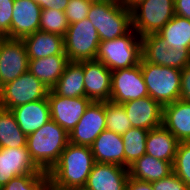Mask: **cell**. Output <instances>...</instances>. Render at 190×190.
<instances>
[{"mask_svg": "<svg viewBox=\"0 0 190 190\" xmlns=\"http://www.w3.org/2000/svg\"><path fill=\"white\" fill-rule=\"evenodd\" d=\"M95 163L90 147L69 142L58 162L48 172L50 186L55 190L85 187Z\"/></svg>", "mask_w": 190, "mask_h": 190, "instance_id": "cell-1", "label": "cell"}, {"mask_svg": "<svg viewBox=\"0 0 190 190\" xmlns=\"http://www.w3.org/2000/svg\"><path fill=\"white\" fill-rule=\"evenodd\" d=\"M69 143V134L55 121L50 120L27 136L26 147L35 164L49 172L58 162Z\"/></svg>", "mask_w": 190, "mask_h": 190, "instance_id": "cell-2", "label": "cell"}, {"mask_svg": "<svg viewBox=\"0 0 190 190\" xmlns=\"http://www.w3.org/2000/svg\"><path fill=\"white\" fill-rule=\"evenodd\" d=\"M87 19L97 30L101 41L112 40L132 29V13L120 0L92 3Z\"/></svg>", "mask_w": 190, "mask_h": 190, "instance_id": "cell-3", "label": "cell"}, {"mask_svg": "<svg viewBox=\"0 0 190 190\" xmlns=\"http://www.w3.org/2000/svg\"><path fill=\"white\" fill-rule=\"evenodd\" d=\"M141 59V37L133 28L121 37L101 41L96 55V60L111 71L137 66Z\"/></svg>", "mask_w": 190, "mask_h": 190, "instance_id": "cell-4", "label": "cell"}, {"mask_svg": "<svg viewBox=\"0 0 190 190\" xmlns=\"http://www.w3.org/2000/svg\"><path fill=\"white\" fill-rule=\"evenodd\" d=\"M141 71L149 96L162 106L180 99L181 70L141 59Z\"/></svg>", "mask_w": 190, "mask_h": 190, "instance_id": "cell-5", "label": "cell"}, {"mask_svg": "<svg viewBox=\"0 0 190 190\" xmlns=\"http://www.w3.org/2000/svg\"><path fill=\"white\" fill-rule=\"evenodd\" d=\"M63 42L68 61L81 62L96 59L101 39L93 24L84 18L69 24Z\"/></svg>", "mask_w": 190, "mask_h": 190, "instance_id": "cell-6", "label": "cell"}, {"mask_svg": "<svg viewBox=\"0 0 190 190\" xmlns=\"http://www.w3.org/2000/svg\"><path fill=\"white\" fill-rule=\"evenodd\" d=\"M131 13L132 28L140 37L158 34L175 16L174 0H144Z\"/></svg>", "mask_w": 190, "mask_h": 190, "instance_id": "cell-7", "label": "cell"}, {"mask_svg": "<svg viewBox=\"0 0 190 190\" xmlns=\"http://www.w3.org/2000/svg\"><path fill=\"white\" fill-rule=\"evenodd\" d=\"M49 89L31 72L26 71L15 80L0 88L1 108L11 110L14 107L47 97Z\"/></svg>", "mask_w": 190, "mask_h": 190, "instance_id": "cell-8", "label": "cell"}, {"mask_svg": "<svg viewBox=\"0 0 190 190\" xmlns=\"http://www.w3.org/2000/svg\"><path fill=\"white\" fill-rule=\"evenodd\" d=\"M146 96H149V93L143 79L140 64L112 71L109 101L123 104Z\"/></svg>", "mask_w": 190, "mask_h": 190, "instance_id": "cell-9", "label": "cell"}, {"mask_svg": "<svg viewBox=\"0 0 190 190\" xmlns=\"http://www.w3.org/2000/svg\"><path fill=\"white\" fill-rule=\"evenodd\" d=\"M142 59L160 66L182 70L190 64L189 50H175L169 48L158 34H149L141 37Z\"/></svg>", "mask_w": 190, "mask_h": 190, "instance_id": "cell-10", "label": "cell"}, {"mask_svg": "<svg viewBox=\"0 0 190 190\" xmlns=\"http://www.w3.org/2000/svg\"><path fill=\"white\" fill-rule=\"evenodd\" d=\"M28 66L24 41L0 37V88L28 71Z\"/></svg>", "mask_w": 190, "mask_h": 190, "instance_id": "cell-11", "label": "cell"}, {"mask_svg": "<svg viewBox=\"0 0 190 190\" xmlns=\"http://www.w3.org/2000/svg\"><path fill=\"white\" fill-rule=\"evenodd\" d=\"M47 99L50 107L51 120L58 123L68 134L74 129L87 107L92 102L86 96L63 97L48 91Z\"/></svg>", "mask_w": 190, "mask_h": 190, "instance_id": "cell-12", "label": "cell"}, {"mask_svg": "<svg viewBox=\"0 0 190 190\" xmlns=\"http://www.w3.org/2000/svg\"><path fill=\"white\" fill-rule=\"evenodd\" d=\"M103 130H106L105 102L92 101L70 132L69 142L90 147Z\"/></svg>", "mask_w": 190, "mask_h": 190, "instance_id": "cell-13", "label": "cell"}, {"mask_svg": "<svg viewBox=\"0 0 190 190\" xmlns=\"http://www.w3.org/2000/svg\"><path fill=\"white\" fill-rule=\"evenodd\" d=\"M43 172L32 160L27 147L0 148V187L17 176Z\"/></svg>", "mask_w": 190, "mask_h": 190, "instance_id": "cell-14", "label": "cell"}, {"mask_svg": "<svg viewBox=\"0 0 190 190\" xmlns=\"http://www.w3.org/2000/svg\"><path fill=\"white\" fill-rule=\"evenodd\" d=\"M85 96L94 102L110 100L112 71L98 60L83 61Z\"/></svg>", "mask_w": 190, "mask_h": 190, "instance_id": "cell-15", "label": "cell"}, {"mask_svg": "<svg viewBox=\"0 0 190 190\" xmlns=\"http://www.w3.org/2000/svg\"><path fill=\"white\" fill-rule=\"evenodd\" d=\"M132 127L152 130L163 124V106L150 96L122 104Z\"/></svg>", "mask_w": 190, "mask_h": 190, "instance_id": "cell-16", "label": "cell"}, {"mask_svg": "<svg viewBox=\"0 0 190 190\" xmlns=\"http://www.w3.org/2000/svg\"><path fill=\"white\" fill-rule=\"evenodd\" d=\"M42 8L34 0H14L11 38L23 39L40 30Z\"/></svg>", "mask_w": 190, "mask_h": 190, "instance_id": "cell-17", "label": "cell"}, {"mask_svg": "<svg viewBox=\"0 0 190 190\" xmlns=\"http://www.w3.org/2000/svg\"><path fill=\"white\" fill-rule=\"evenodd\" d=\"M128 168L116 165L95 163L85 187L89 190H126Z\"/></svg>", "mask_w": 190, "mask_h": 190, "instance_id": "cell-18", "label": "cell"}, {"mask_svg": "<svg viewBox=\"0 0 190 190\" xmlns=\"http://www.w3.org/2000/svg\"><path fill=\"white\" fill-rule=\"evenodd\" d=\"M19 128L26 136L34 133L51 120L47 97L11 109Z\"/></svg>", "mask_w": 190, "mask_h": 190, "instance_id": "cell-19", "label": "cell"}, {"mask_svg": "<svg viewBox=\"0 0 190 190\" xmlns=\"http://www.w3.org/2000/svg\"><path fill=\"white\" fill-rule=\"evenodd\" d=\"M96 163L116 164L125 167L124 144L121 135L103 130L91 144Z\"/></svg>", "mask_w": 190, "mask_h": 190, "instance_id": "cell-20", "label": "cell"}, {"mask_svg": "<svg viewBox=\"0 0 190 190\" xmlns=\"http://www.w3.org/2000/svg\"><path fill=\"white\" fill-rule=\"evenodd\" d=\"M179 142H190V103L176 100L163 106V124Z\"/></svg>", "mask_w": 190, "mask_h": 190, "instance_id": "cell-21", "label": "cell"}, {"mask_svg": "<svg viewBox=\"0 0 190 190\" xmlns=\"http://www.w3.org/2000/svg\"><path fill=\"white\" fill-rule=\"evenodd\" d=\"M22 40L26 46L28 59L66 55L63 36L39 30L24 37Z\"/></svg>", "mask_w": 190, "mask_h": 190, "instance_id": "cell-22", "label": "cell"}, {"mask_svg": "<svg viewBox=\"0 0 190 190\" xmlns=\"http://www.w3.org/2000/svg\"><path fill=\"white\" fill-rule=\"evenodd\" d=\"M179 143V140L161 125L149 130L146 139V154L173 165Z\"/></svg>", "mask_w": 190, "mask_h": 190, "instance_id": "cell-23", "label": "cell"}, {"mask_svg": "<svg viewBox=\"0 0 190 190\" xmlns=\"http://www.w3.org/2000/svg\"><path fill=\"white\" fill-rule=\"evenodd\" d=\"M68 62L67 55L29 59L28 71L51 90L60 79Z\"/></svg>", "mask_w": 190, "mask_h": 190, "instance_id": "cell-24", "label": "cell"}, {"mask_svg": "<svg viewBox=\"0 0 190 190\" xmlns=\"http://www.w3.org/2000/svg\"><path fill=\"white\" fill-rule=\"evenodd\" d=\"M173 172L170 162L144 154L128 167L129 177L145 182H154L167 177Z\"/></svg>", "mask_w": 190, "mask_h": 190, "instance_id": "cell-25", "label": "cell"}, {"mask_svg": "<svg viewBox=\"0 0 190 190\" xmlns=\"http://www.w3.org/2000/svg\"><path fill=\"white\" fill-rule=\"evenodd\" d=\"M51 90L56 95L63 97L85 96L83 61H69L60 79Z\"/></svg>", "mask_w": 190, "mask_h": 190, "instance_id": "cell-26", "label": "cell"}, {"mask_svg": "<svg viewBox=\"0 0 190 190\" xmlns=\"http://www.w3.org/2000/svg\"><path fill=\"white\" fill-rule=\"evenodd\" d=\"M169 48L190 51V20L175 16L158 32Z\"/></svg>", "mask_w": 190, "mask_h": 190, "instance_id": "cell-27", "label": "cell"}, {"mask_svg": "<svg viewBox=\"0 0 190 190\" xmlns=\"http://www.w3.org/2000/svg\"><path fill=\"white\" fill-rule=\"evenodd\" d=\"M27 136L19 128L11 110L0 108V148L26 147Z\"/></svg>", "mask_w": 190, "mask_h": 190, "instance_id": "cell-28", "label": "cell"}, {"mask_svg": "<svg viewBox=\"0 0 190 190\" xmlns=\"http://www.w3.org/2000/svg\"><path fill=\"white\" fill-rule=\"evenodd\" d=\"M148 130L132 127L121 135L124 144L125 168L132 165L146 153Z\"/></svg>", "mask_w": 190, "mask_h": 190, "instance_id": "cell-29", "label": "cell"}, {"mask_svg": "<svg viewBox=\"0 0 190 190\" xmlns=\"http://www.w3.org/2000/svg\"><path fill=\"white\" fill-rule=\"evenodd\" d=\"M106 129L122 135L132 128L122 104L105 102Z\"/></svg>", "mask_w": 190, "mask_h": 190, "instance_id": "cell-30", "label": "cell"}, {"mask_svg": "<svg viewBox=\"0 0 190 190\" xmlns=\"http://www.w3.org/2000/svg\"><path fill=\"white\" fill-rule=\"evenodd\" d=\"M49 186V174L43 172L17 176L0 187V190H46Z\"/></svg>", "mask_w": 190, "mask_h": 190, "instance_id": "cell-31", "label": "cell"}, {"mask_svg": "<svg viewBox=\"0 0 190 190\" xmlns=\"http://www.w3.org/2000/svg\"><path fill=\"white\" fill-rule=\"evenodd\" d=\"M69 27L64 11L55 9H42L40 18V31L63 36Z\"/></svg>", "mask_w": 190, "mask_h": 190, "instance_id": "cell-32", "label": "cell"}, {"mask_svg": "<svg viewBox=\"0 0 190 190\" xmlns=\"http://www.w3.org/2000/svg\"><path fill=\"white\" fill-rule=\"evenodd\" d=\"M173 172L190 188V142H180L173 162Z\"/></svg>", "mask_w": 190, "mask_h": 190, "instance_id": "cell-33", "label": "cell"}, {"mask_svg": "<svg viewBox=\"0 0 190 190\" xmlns=\"http://www.w3.org/2000/svg\"><path fill=\"white\" fill-rule=\"evenodd\" d=\"M92 3L88 0H69L64 11L68 24L76 23L87 18Z\"/></svg>", "mask_w": 190, "mask_h": 190, "instance_id": "cell-34", "label": "cell"}, {"mask_svg": "<svg viewBox=\"0 0 190 190\" xmlns=\"http://www.w3.org/2000/svg\"><path fill=\"white\" fill-rule=\"evenodd\" d=\"M14 0H0V37L11 38Z\"/></svg>", "mask_w": 190, "mask_h": 190, "instance_id": "cell-35", "label": "cell"}, {"mask_svg": "<svg viewBox=\"0 0 190 190\" xmlns=\"http://www.w3.org/2000/svg\"><path fill=\"white\" fill-rule=\"evenodd\" d=\"M154 190H187V185L174 173L151 182Z\"/></svg>", "mask_w": 190, "mask_h": 190, "instance_id": "cell-36", "label": "cell"}, {"mask_svg": "<svg viewBox=\"0 0 190 190\" xmlns=\"http://www.w3.org/2000/svg\"><path fill=\"white\" fill-rule=\"evenodd\" d=\"M180 100L190 103V64L181 70Z\"/></svg>", "mask_w": 190, "mask_h": 190, "instance_id": "cell-37", "label": "cell"}, {"mask_svg": "<svg viewBox=\"0 0 190 190\" xmlns=\"http://www.w3.org/2000/svg\"><path fill=\"white\" fill-rule=\"evenodd\" d=\"M42 9L65 11L69 0H34Z\"/></svg>", "mask_w": 190, "mask_h": 190, "instance_id": "cell-38", "label": "cell"}, {"mask_svg": "<svg viewBox=\"0 0 190 190\" xmlns=\"http://www.w3.org/2000/svg\"><path fill=\"white\" fill-rule=\"evenodd\" d=\"M175 14L190 20V0H174Z\"/></svg>", "mask_w": 190, "mask_h": 190, "instance_id": "cell-39", "label": "cell"}, {"mask_svg": "<svg viewBox=\"0 0 190 190\" xmlns=\"http://www.w3.org/2000/svg\"><path fill=\"white\" fill-rule=\"evenodd\" d=\"M126 190H154L152 183L129 177Z\"/></svg>", "mask_w": 190, "mask_h": 190, "instance_id": "cell-40", "label": "cell"}, {"mask_svg": "<svg viewBox=\"0 0 190 190\" xmlns=\"http://www.w3.org/2000/svg\"><path fill=\"white\" fill-rule=\"evenodd\" d=\"M129 10H132L138 3L144 0H120Z\"/></svg>", "mask_w": 190, "mask_h": 190, "instance_id": "cell-41", "label": "cell"}, {"mask_svg": "<svg viewBox=\"0 0 190 190\" xmlns=\"http://www.w3.org/2000/svg\"><path fill=\"white\" fill-rule=\"evenodd\" d=\"M88 1H90L91 3H104V2H109L112 0H88Z\"/></svg>", "mask_w": 190, "mask_h": 190, "instance_id": "cell-42", "label": "cell"}, {"mask_svg": "<svg viewBox=\"0 0 190 190\" xmlns=\"http://www.w3.org/2000/svg\"><path fill=\"white\" fill-rule=\"evenodd\" d=\"M68 190H89L86 187H74V188H70Z\"/></svg>", "mask_w": 190, "mask_h": 190, "instance_id": "cell-43", "label": "cell"}, {"mask_svg": "<svg viewBox=\"0 0 190 190\" xmlns=\"http://www.w3.org/2000/svg\"><path fill=\"white\" fill-rule=\"evenodd\" d=\"M46 190H55L51 186H49Z\"/></svg>", "mask_w": 190, "mask_h": 190, "instance_id": "cell-44", "label": "cell"}]
</instances>
